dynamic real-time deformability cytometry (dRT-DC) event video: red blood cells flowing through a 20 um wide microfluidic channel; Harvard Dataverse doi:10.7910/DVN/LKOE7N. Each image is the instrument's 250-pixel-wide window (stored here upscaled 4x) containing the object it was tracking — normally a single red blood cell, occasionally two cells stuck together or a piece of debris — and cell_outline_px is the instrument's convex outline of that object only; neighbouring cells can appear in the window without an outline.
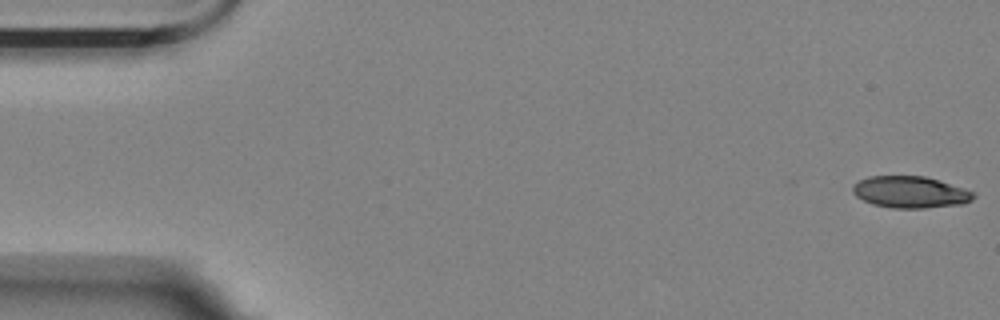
{"species": "Egyptian fruit bat (a non-hibernating species)", "species_latin": "Rousettus aegyptiacus", "temperature_condition": "room temperature", "stored_images_in_passage": 5, "camera_frame_rate_fps": 3000, "um_per_image_px": 0.085, "animal": {"sex": "female"}, "frame": {"image": 1, "passage_image": 1, "time_ms": 0.0, "image_size_px": [1000, 320], "cell_outline_px": [[976, 196], [972, 200], [964, 204], [924, 208], [892, 208], [872, 204], [856, 196], [852, 192], [852, 184], [868, 176], [924, 176], [972, 192]], "centroid_in_image_um": [77.32, 16.34], "position_along_channel_um": 7.7, "area_um2": 22.08}}
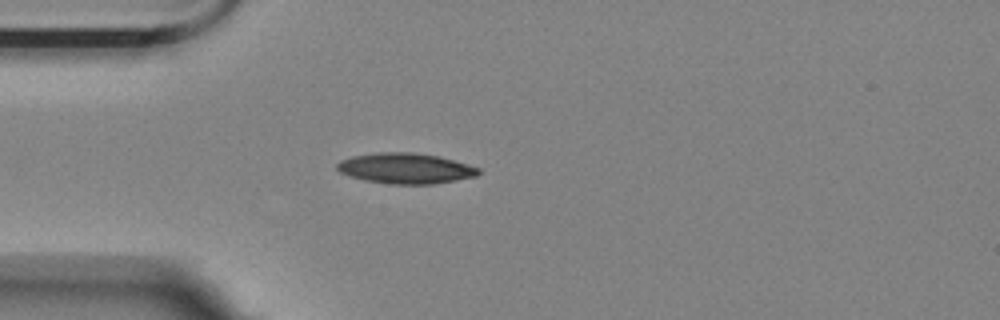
{"frame": {"image": 2, "passage_image": 5, "time_ms": 1.333, "image_size_px": [1000, 320], "cell_outline_px": [[480, 172], [476, 176], [456, 180], [432, 184], [392, 184], [364, 180], [340, 172], [336, 168], [336, 164], [340, 160], [352, 156], [376, 152], [412, 152], [440, 156], [480, 168]], "centroid_in_image_um": [34.46, 14.3], "position_along_channel_um": 50.5, "area_um2": 25.14}}